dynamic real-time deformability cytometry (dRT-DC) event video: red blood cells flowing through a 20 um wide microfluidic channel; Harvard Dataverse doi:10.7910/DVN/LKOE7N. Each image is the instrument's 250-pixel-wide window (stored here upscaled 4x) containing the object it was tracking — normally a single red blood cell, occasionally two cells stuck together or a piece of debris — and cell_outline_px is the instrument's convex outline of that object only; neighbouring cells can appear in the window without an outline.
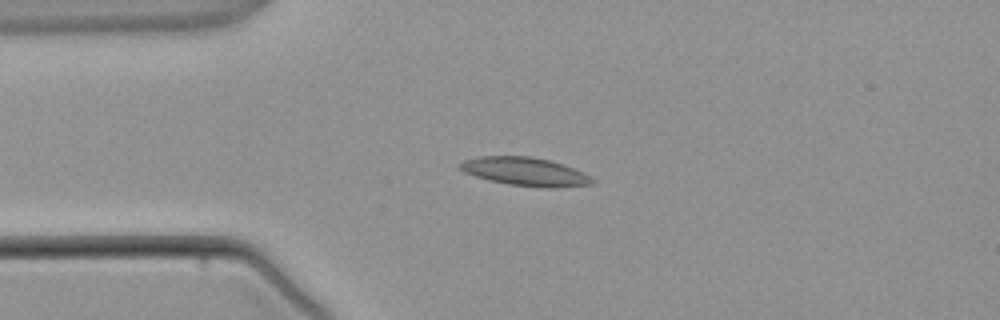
{"species": "common noctule bat (a hibernating species)", "species_latin": "Nyctalus noctula", "temperature_condition": "warm", "stored_images_in_passage": 4, "camera_frame_rate_fps": 3000, "um_per_image_px": 0.085, "animal": {"sex": "male", "body_mass_g": 21.5, "forearm_length_mm": 52.0}, "frame": {"image": 1, "passage_image": 3, "time_ms": 2.333, "image_size_px": [1000, 320], "cell_outline_px": [[596, 184], [556, 188], [548, 188], [508, 184], [488, 180], [464, 172], [456, 164], [464, 160], [476, 156], [532, 156], [552, 160], [572, 168], [596, 180]], "centroid_in_image_um": [44.62, 14.58], "position_along_channel_um": 40.4, "area_um2": 22.02}}